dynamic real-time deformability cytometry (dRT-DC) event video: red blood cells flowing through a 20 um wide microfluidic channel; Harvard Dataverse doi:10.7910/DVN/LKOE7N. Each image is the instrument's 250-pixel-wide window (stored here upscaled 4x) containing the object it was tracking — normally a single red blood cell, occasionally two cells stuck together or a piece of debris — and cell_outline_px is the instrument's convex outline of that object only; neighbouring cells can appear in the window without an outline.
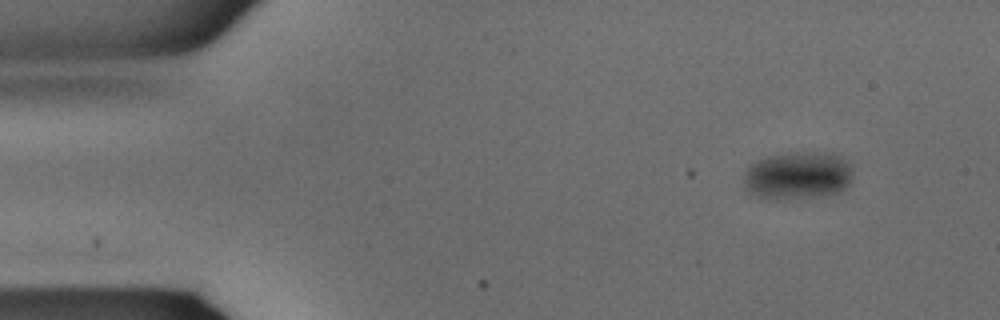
{"species": "common noctule bat (a hibernating species)", "species_latin": "Nyctalus noctula", "temperature_condition": "warm", "stored_images_in_passage": 3, "camera_frame_rate_fps": 3000, "um_per_image_px": 0.085, "animal": {"sex": "male", "body_mass_g": 15.6}, "frame": {"image": 1, "passage_image": 1, "time_ms": 0.0, "image_size_px": [1000, 320], "cell_outline_px": [[852, 180], [840, 192], [784, 200], [776, 200], [756, 196], [744, 184], [744, 176], [748, 164], [764, 156], [804, 152], [824, 152], [836, 156], [844, 160], [848, 164], [852, 172]], "centroid_in_image_um": [67.76, 14.92], "position_along_channel_um": 17.2, "area_um2": 30.17}}